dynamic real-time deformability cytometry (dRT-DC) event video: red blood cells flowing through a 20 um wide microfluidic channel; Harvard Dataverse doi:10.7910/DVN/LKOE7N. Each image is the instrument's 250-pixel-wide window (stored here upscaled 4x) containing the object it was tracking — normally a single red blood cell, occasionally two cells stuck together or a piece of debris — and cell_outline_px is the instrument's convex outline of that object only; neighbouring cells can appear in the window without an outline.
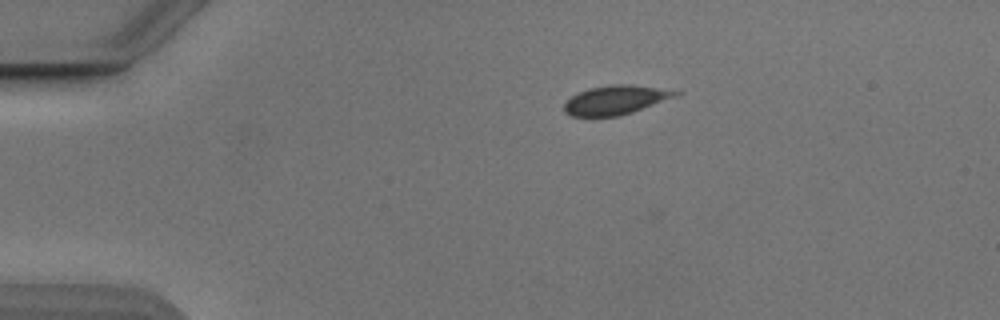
{"species": "Egyptian fruit bat (a non-hibernating species)", "species_latin": "Rousettus aegyptiacus", "temperature_condition": "cold", "stored_images_in_passage": 11, "camera_frame_rate_fps": 3000, "um_per_image_px": 0.085, "animal": {"sex": "male"}, "frame": {"image": 1, "passage_image": 1, "time_ms": 0.0, "image_size_px": [1000, 320], "cell_outline_px": [[684, 92], [680, 96], [620, 116], [572, 116], [564, 112], [564, 104], [572, 96], [588, 88], [612, 84], [632, 84]], "centroid_in_image_um": [52.38, 8.49], "position_along_channel_um": 32.6, "area_um2": 18.96}}
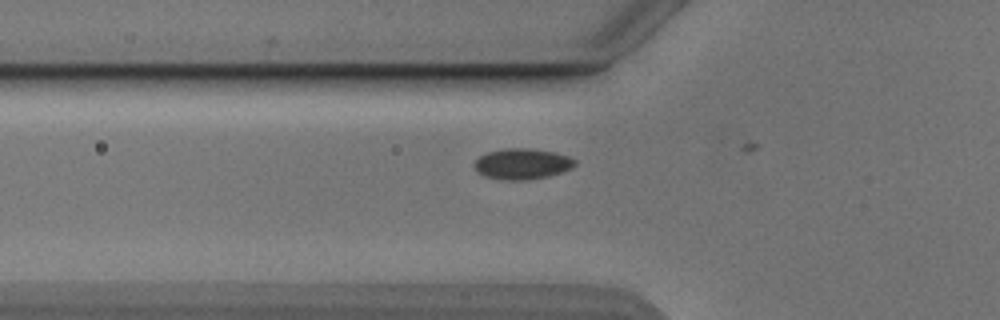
{"frame": {"image": 2, "passage_image": 9, "time_ms": 2.667, "image_size_px": [1000, 320], "cell_outline_px": [[576, 164], [572, 168], [548, 176], [528, 180], [504, 180], [484, 176], [476, 172], [472, 164], [480, 156], [488, 152], [504, 148], [532, 148], [556, 152], [568, 156], [576, 160]], "centroid_in_image_um": [44.37, 13.92], "position_along_channel_um": 81.4, "area_um2": 18.26}}